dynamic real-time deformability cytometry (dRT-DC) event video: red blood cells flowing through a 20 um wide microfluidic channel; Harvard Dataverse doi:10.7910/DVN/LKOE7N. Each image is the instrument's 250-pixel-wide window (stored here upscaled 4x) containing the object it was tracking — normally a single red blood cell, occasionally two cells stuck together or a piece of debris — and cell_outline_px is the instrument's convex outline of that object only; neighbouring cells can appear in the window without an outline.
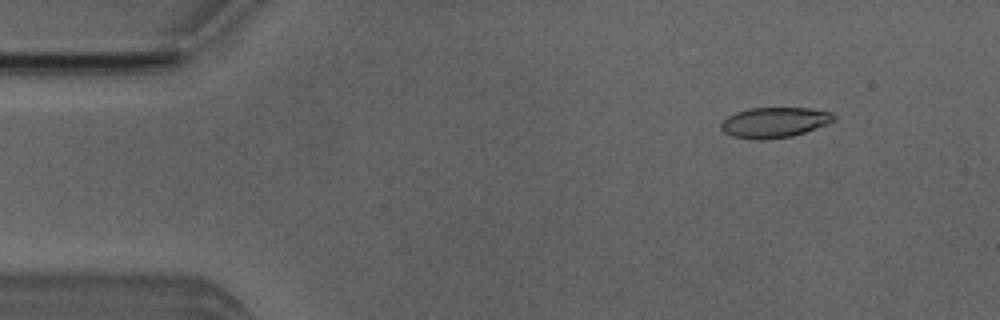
{"species": "Egyptian fruit bat (a non-hibernating species)", "species_latin": "Rousettus aegyptiacus", "temperature_condition": "room temperature", "stored_images_in_passage": 41, "camera_frame_rate_fps": 3000, "um_per_image_px": 0.085, "animal": {"sex": "male"}, "frame": {"image": 1, "passage_image": 6, "time_ms": 1.667, "image_size_px": [1000, 320], "cell_outline_px": [[836, 120], [828, 124], [792, 136], [764, 140], [732, 136], [724, 132], [720, 128], [720, 124], [728, 116], [736, 112], [752, 108], [808, 108], [832, 112], [836, 116]], "centroid_in_image_um": [65.86, 10.4], "position_along_channel_um": 19.1, "area_um2": 19.88}}
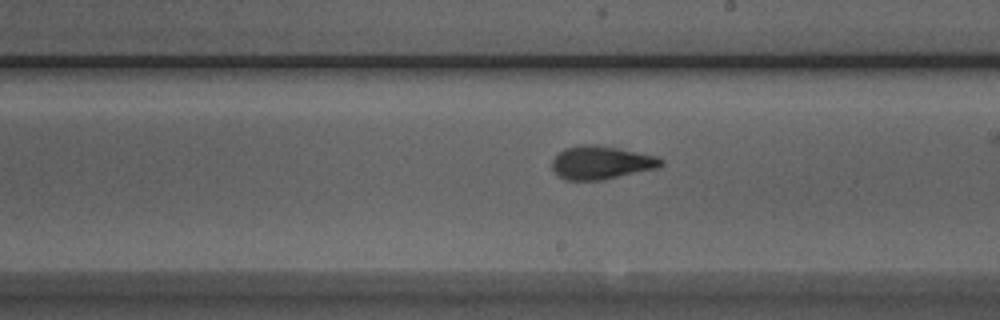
{"frame": {"image": 2, "passage_image": 29, "time_ms": 9.333, "image_size_px": [1000, 320], "cell_outline_px": [[664, 164], [660, 168], [604, 180], [564, 180], [552, 168], [552, 160], [564, 148], [580, 144], [596, 144], [656, 156], [664, 160]], "centroid_in_image_um": [51.13, 13.83], "position_along_channel_um": 237.9, "area_um2": 21.27}}
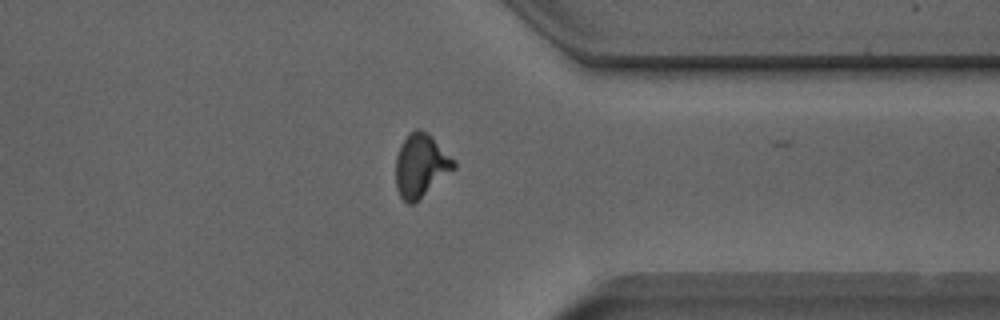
{"frame": {"image": 3, "passage_image": 40, "time_ms": 13.0, "image_size_px": [1000, 320], "cell_outline_px": [[456, 168], [412, 204], [408, 204], [400, 196], [396, 188], [396, 156], [404, 140], [416, 128], [420, 128], [428, 132], [456, 160]], "centroid_in_image_um": [35.79, 14.05], "position_along_channel_um": 375.6, "area_um2": 21.21}}